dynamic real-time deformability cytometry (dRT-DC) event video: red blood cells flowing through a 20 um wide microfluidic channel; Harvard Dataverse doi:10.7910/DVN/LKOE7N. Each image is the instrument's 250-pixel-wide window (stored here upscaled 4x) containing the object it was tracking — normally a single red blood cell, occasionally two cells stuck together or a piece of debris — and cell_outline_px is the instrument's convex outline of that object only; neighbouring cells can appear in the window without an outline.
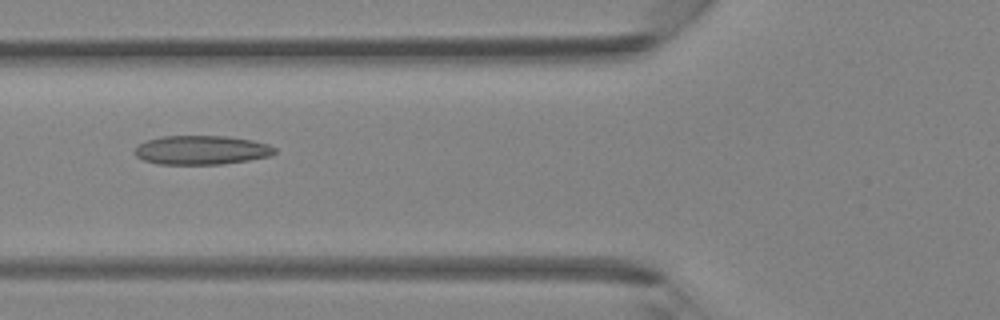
{"species": "Egyptian fruit bat (a non-hibernating species)", "species_latin": "Rousettus aegyptiacus", "temperature_condition": "room temperature", "stored_images_in_passage": 42, "camera_frame_rate_fps": 3000, "um_per_image_px": 0.085, "animal": {"sex": "female"}, "frame": {"image": 1, "passage_image": 16, "time_ms": 5.0, "image_size_px": [1000, 320], "cell_outline_px": [[276, 152], [268, 156], [248, 160], [224, 164], [156, 164], [144, 160], [136, 156], [136, 148], [140, 144], [148, 140], [160, 136], [228, 136], [252, 140], [268, 144], [276, 148]], "centroid_in_image_um": [17.14, 12.75], "position_along_channel_um": 108.7, "area_um2": 23.58}}
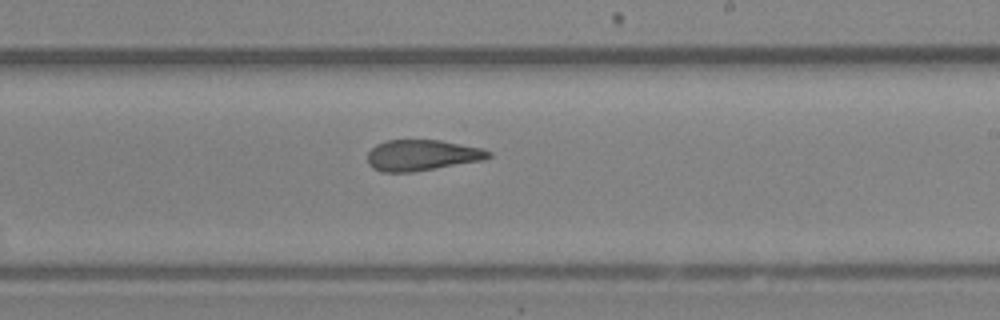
{"frame": {"image": 2, "passage_image": 25, "time_ms": 8.0, "image_size_px": [1000, 320], "cell_outline_px": [[492, 156], [484, 160], [412, 172], [380, 172], [372, 168], [368, 164], [368, 152], [376, 144], [384, 140], [440, 140], [484, 148], [492, 152]], "centroid_in_image_um": [35.88, 13.19], "position_along_channel_um": 253.1, "area_um2": 22.02}}
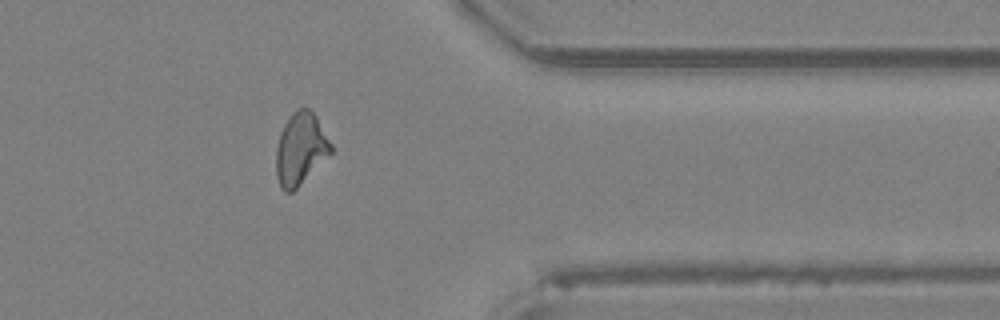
{"frame": {"image": 3, "passage_image": 34, "time_ms": 11.0, "image_size_px": [1000, 320], "cell_outline_px": [[332, 152], [292, 192], [284, 192], [280, 188], [276, 176], [276, 148], [280, 132], [284, 124], [292, 112], [296, 108], [308, 108], [316, 116], [332, 144]], "centroid_in_image_um": [25.52, 12.64], "position_along_channel_um": 385.9, "area_um2": 22.95}}